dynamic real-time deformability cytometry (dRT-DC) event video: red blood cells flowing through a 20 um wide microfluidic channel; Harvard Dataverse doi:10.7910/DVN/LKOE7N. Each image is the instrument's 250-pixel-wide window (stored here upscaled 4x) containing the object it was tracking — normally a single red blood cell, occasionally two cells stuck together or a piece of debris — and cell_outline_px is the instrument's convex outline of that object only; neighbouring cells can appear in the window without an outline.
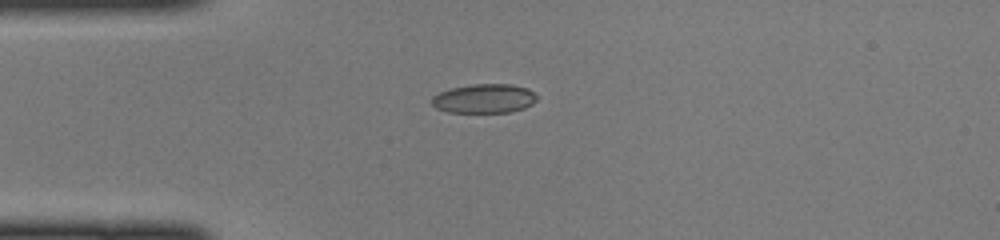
{"species": "common noctule bat (a hibernating species)", "species_latin": "Nyctalus noctula", "temperature_condition": "cold", "stored_images_in_passage": 36, "camera_frame_rate_fps": 3000, "um_per_image_px": 0.085, "animal": {"sex": "female", "body_mass_g": 22.0, "forearm_length_mm": 56.7}, "frame": {"image": 1, "passage_image": 1, "time_ms": 0.0, "image_size_px": [1000, 240], "cell_outline_px": [[536, 100], [532, 104], [524, 108], [512, 112], [448, 112], [436, 108], [432, 104], [432, 96], [440, 92], [452, 88], [472, 84], [512, 84], [528, 88], [536, 96]], "centroid_in_image_um": [41.16, 8.37], "position_along_channel_um": 43.8, "area_um2": 17.8}}
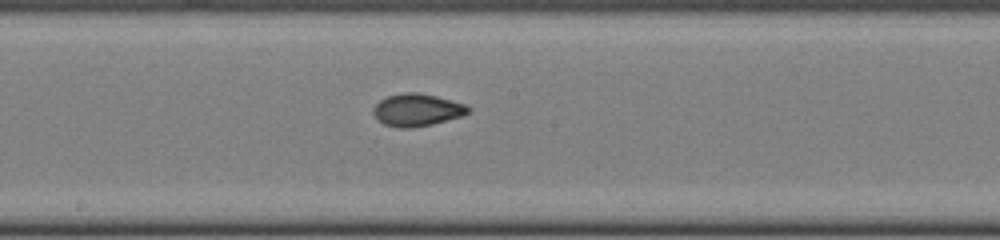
{"frame": {"image": 2, "passage_image": 14, "time_ms": 4.333, "image_size_px": [1000, 240], "cell_outline_px": [[472, 108], [464, 116], [432, 124], [408, 128], [400, 128], [384, 124], [372, 112], [372, 108], [380, 100], [388, 96], [404, 92], [416, 92], [436, 96], [464, 104]], "centroid_in_image_um": [35.46, 9.34], "position_along_channel_um": 212.7, "area_um2": 17.8}}
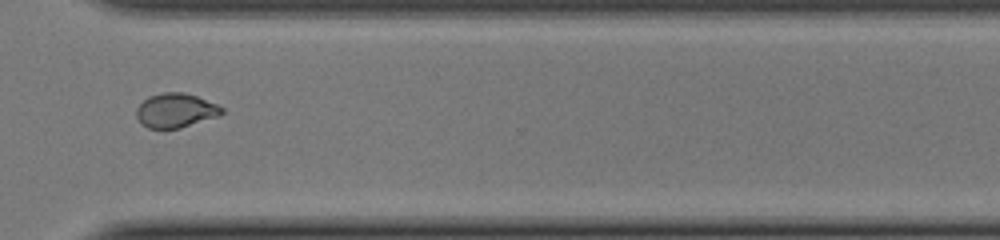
{"frame": {"image": 3, "passage_image": 24, "time_ms": 7.667, "image_size_px": [1000, 240], "cell_outline_px": [[224, 112], [220, 116], [180, 128], [148, 128], [140, 124], [136, 116], [136, 108], [148, 96], [164, 92], [184, 92], [196, 96], [216, 104], [224, 108]], "centroid_in_image_um": [14.93, 9.39], "position_along_channel_um": 355.7, "area_um2": 17.17}}